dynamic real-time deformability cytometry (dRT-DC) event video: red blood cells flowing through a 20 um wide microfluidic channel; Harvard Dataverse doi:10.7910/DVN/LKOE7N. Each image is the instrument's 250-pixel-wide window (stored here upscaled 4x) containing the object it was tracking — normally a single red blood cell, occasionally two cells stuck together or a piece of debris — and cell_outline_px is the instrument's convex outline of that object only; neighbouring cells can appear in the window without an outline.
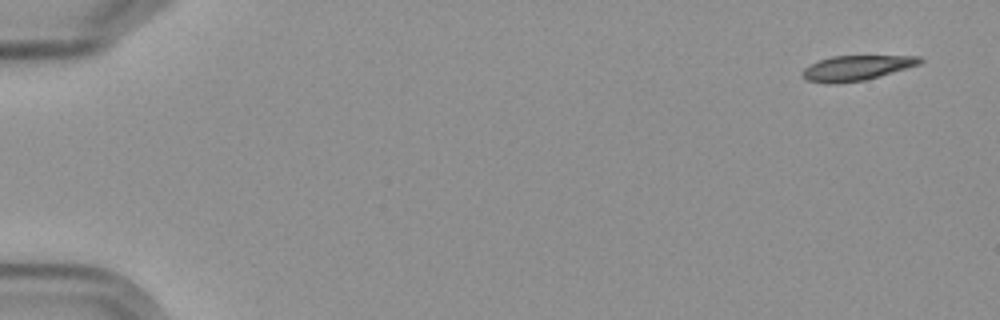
{"species": "Egyptian fruit bat (a non-hibernating species)", "species_latin": "Rousettus aegyptiacus", "temperature_condition": "cold", "stored_images_in_passage": 11, "camera_frame_rate_fps": 3000, "um_per_image_px": 0.085, "frame": {"image": 1, "passage_image": 1, "time_ms": 0.0, "image_size_px": [1000, 320], "cell_outline_px": [[924, 60], [920, 64], [880, 76], [864, 80], [832, 84], [828, 84], [804, 80], [800, 76], [800, 72], [808, 64], [832, 56], [920, 56]], "centroid_in_image_um": [72.73, 5.78], "position_along_channel_um": 12.3, "area_um2": 17.28}}
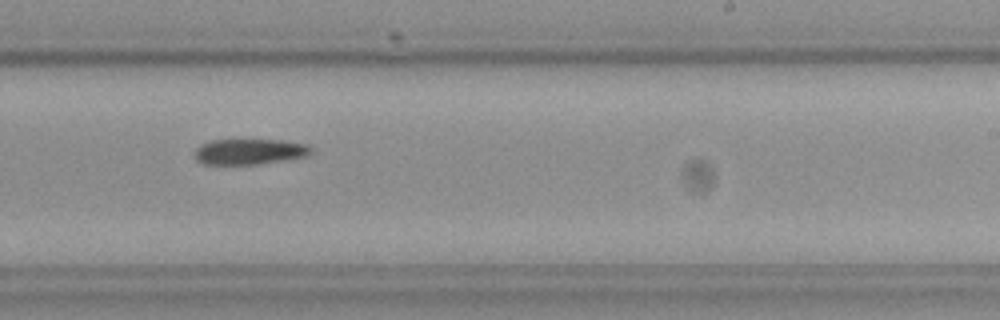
{"frame": {"image": 2, "passage_image": 10, "time_ms": 11.333, "image_size_px": [1000, 320], "cell_outline_px": [[312, 152], [308, 156], [260, 164], [204, 164], [196, 160], [196, 148], [200, 144], [212, 140], [236, 136], [280, 140], [308, 144], [312, 148]], "centroid_in_image_um": [21.21, 12.83], "position_along_channel_um": 267.8, "area_um2": 18.38}}